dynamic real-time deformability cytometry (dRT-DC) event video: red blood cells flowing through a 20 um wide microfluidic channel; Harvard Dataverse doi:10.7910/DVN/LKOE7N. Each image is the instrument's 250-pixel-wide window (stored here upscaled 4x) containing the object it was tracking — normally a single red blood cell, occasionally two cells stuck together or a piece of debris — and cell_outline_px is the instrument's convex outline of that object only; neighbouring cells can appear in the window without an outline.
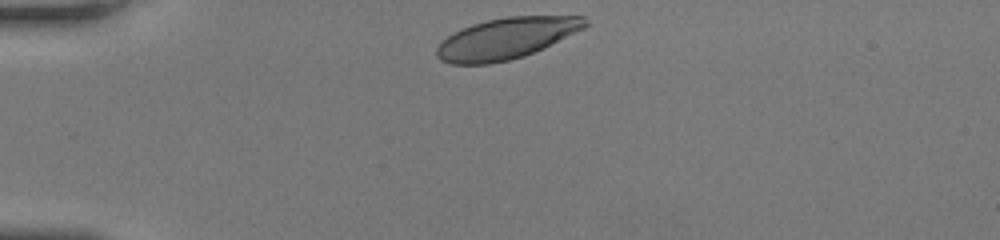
{"species": "human", "species_latin": "Homo sapiens", "temperature_condition": "room temperature", "stored_images_in_passage": 30, "camera_frame_rate_fps": 3000, "um_per_image_px": 0.085, "donor": {"sex": "female"}, "frame": {"image": 1, "passage_image": 1, "time_ms": 0.0, "image_size_px": [1000, 240], "cell_outline_px": [[588, 24], [584, 28], [544, 48], [524, 56], [508, 60], [488, 64], [452, 64], [440, 60], [436, 56], [436, 48], [448, 36], [460, 28], [472, 24], [488, 20], [508, 16], [584, 16], [588, 20]], "centroid_in_image_um": [43.03, 3.26], "position_along_channel_um": 42.0, "area_um2": 35.49}}
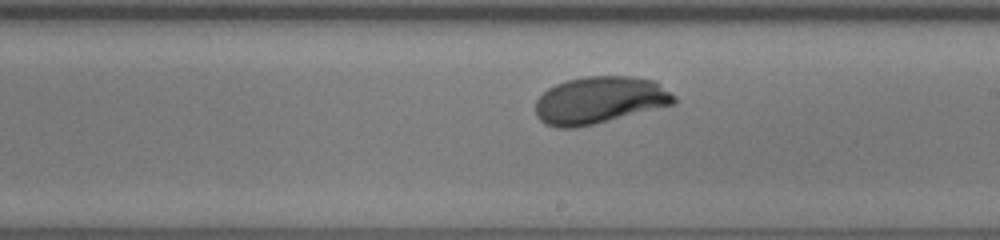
{"frame": {"image": 2, "passage_image": 18, "time_ms": 5.667, "image_size_px": [1000, 240], "cell_outline_px": [[676, 104], [592, 124], [572, 128], [560, 128], [544, 124], [536, 116], [536, 100], [548, 88], [556, 84], [568, 80], [584, 76], [632, 76], [656, 80], [676, 96]], "centroid_in_image_um": [50.99, 8.5], "position_along_channel_um": 238.0, "area_um2": 38.15}}
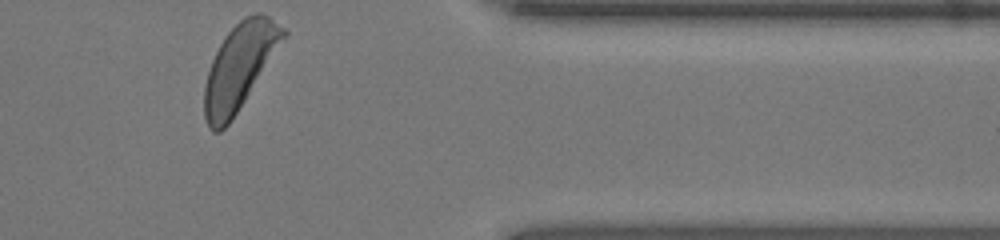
{"frame": {"image": 3, "passage_image": 30, "time_ms": 9.667, "image_size_px": [1000, 240], "cell_outline_px": [[288, 32], [232, 120], [220, 132], [212, 132], [208, 128], [204, 116], [204, 88], [208, 72], [212, 60], [224, 36], [244, 16], [256, 12], [260, 12], [268, 16], [288, 28]], "centroid_in_image_um": [20.35, 5.66], "position_along_channel_um": 391.1, "area_um2": 38.9}, "authors_computed_cell_mechanics": {"area_um2": 37.5989, "velocity_mm_per_s": 4.2226, "shape_relaxation_time_tau1_ms": 2.1326, "shape_relaxation_time_tau2_ms": null, "deformation_change_tau1": 0.1461, "deformation_change_tau2": null}}